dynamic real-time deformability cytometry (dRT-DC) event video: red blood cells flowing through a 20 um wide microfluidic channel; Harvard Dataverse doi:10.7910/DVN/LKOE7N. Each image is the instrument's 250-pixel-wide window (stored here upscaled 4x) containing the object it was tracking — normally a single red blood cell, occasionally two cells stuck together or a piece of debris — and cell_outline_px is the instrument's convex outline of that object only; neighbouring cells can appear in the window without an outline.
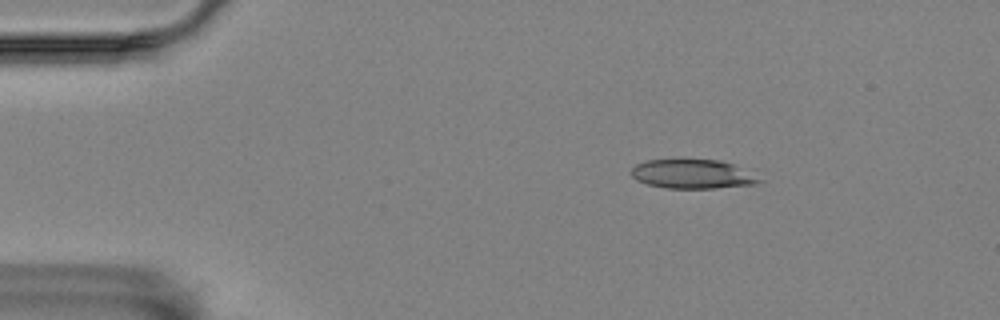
{"species": "Egyptian fruit bat (a non-hibernating species)", "species_latin": "Rousettus aegyptiacus", "temperature_condition": "room temperature", "stored_images_in_passage": 4, "camera_frame_rate_fps": 3000, "um_per_image_px": 0.085, "animal": {"sex": "female"}, "frame": {"image": 1, "passage_image": 2, "time_ms": 0.333, "image_size_px": [1000, 320], "cell_outline_px": [[764, 180], [756, 184], [716, 188], [664, 188], [648, 184], [636, 180], [632, 176], [632, 168], [636, 164], [648, 160], [720, 160], [732, 164]], "centroid_in_image_um": [58.85, 14.8], "position_along_channel_um": 26.2, "area_um2": 21.44}}